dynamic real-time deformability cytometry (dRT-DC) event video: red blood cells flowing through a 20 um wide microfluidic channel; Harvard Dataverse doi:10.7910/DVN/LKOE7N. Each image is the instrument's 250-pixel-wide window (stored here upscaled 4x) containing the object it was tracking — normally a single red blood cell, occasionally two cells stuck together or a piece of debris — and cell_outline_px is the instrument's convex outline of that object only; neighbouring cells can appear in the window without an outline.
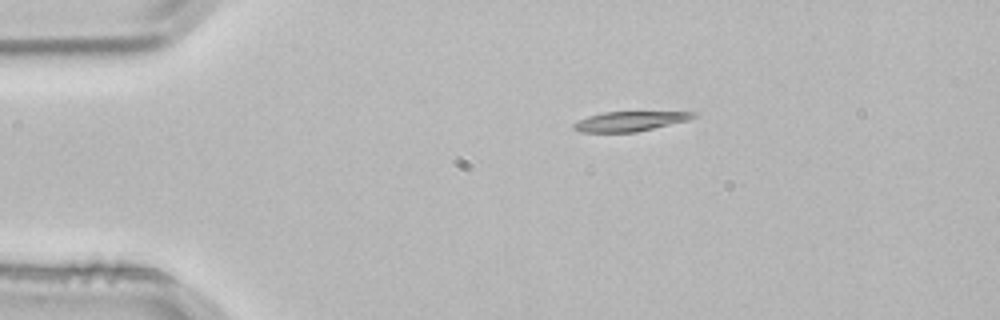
{"species": "common noctule bat (a hibernating species)", "species_latin": "Nyctalus noctula", "temperature_condition": "room temperature", "stored_images_in_passage": 3, "camera_frame_rate_fps": 3000, "um_per_image_px": 0.085, "animal": {"sex": "male", "body_mass_g": 21.5, "forearm_length_mm": 52.0}, "frame": {"image": 1, "passage_image": 3, "time_ms": 0.667, "image_size_px": [1000, 320], "cell_outline_px": [[696, 116], [688, 120], [636, 132], [580, 132], [572, 128], [572, 124], [588, 116], [604, 112], [696, 112]], "centroid_in_image_um": [53.5, 10.31], "position_along_channel_um": 31.5, "area_um2": 13.58}}